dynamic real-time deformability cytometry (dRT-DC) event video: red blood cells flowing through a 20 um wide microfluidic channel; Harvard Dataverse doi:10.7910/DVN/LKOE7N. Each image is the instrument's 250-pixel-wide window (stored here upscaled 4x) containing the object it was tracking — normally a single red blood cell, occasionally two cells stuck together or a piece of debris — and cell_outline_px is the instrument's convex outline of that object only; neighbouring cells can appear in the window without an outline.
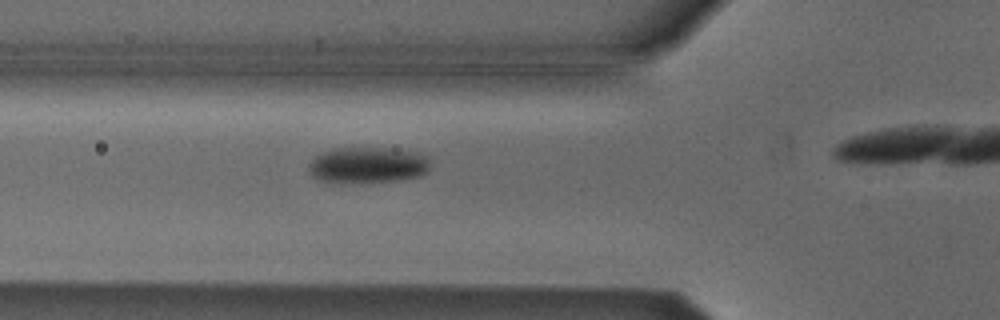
{"species": "Egyptian fruit bat (a non-hibernating species)", "species_latin": "Rousettus aegyptiacus", "temperature_condition": "cold", "stored_images_in_passage": 22, "camera_frame_rate_fps": 3000, "um_per_image_px": 0.085, "animal": {"sex": "male"}, "frame": {"image": 1, "passage_image": 11, "time_ms": 3.333, "image_size_px": [1000, 320], "cell_outline_px": [[428, 172], [420, 176], [396, 180], [340, 184], [320, 180], [312, 176], [308, 172], [308, 164], [316, 156], [332, 148], [388, 148], [416, 152], [428, 156]], "centroid_in_image_um": [31.22, 14.04], "position_along_channel_um": 94.6, "area_um2": 25.78}}
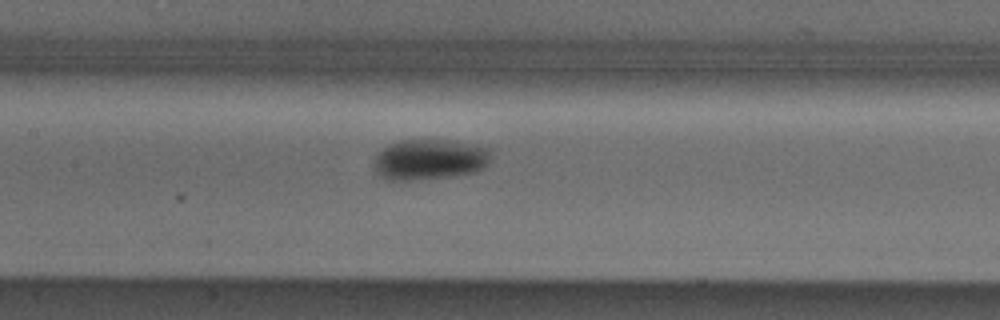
{"frame": {"image": 2, "passage_image": 17, "time_ms": 5.333, "image_size_px": [1000, 320], "cell_outline_px": [[492, 156], [488, 164], [484, 168], [476, 172], [448, 176], [408, 180], [384, 180], [372, 168], [372, 160], [376, 152], [388, 144], [400, 140], [448, 140], [472, 144], [488, 148], [492, 152]], "centroid_in_image_um": [36.46, 13.55], "position_along_channel_um": 170.9, "area_um2": 28.15}}
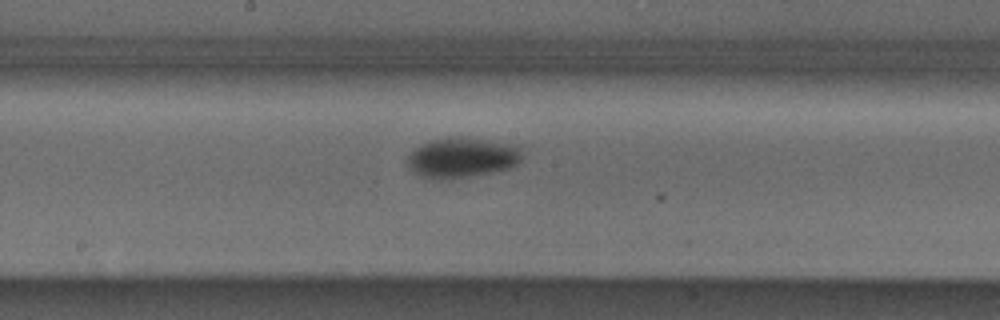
{"frame": {"image": 3, "passage_image": 20, "time_ms": 6.333, "image_size_px": [1000, 320], "cell_outline_px": [[520, 160], [516, 164], [508, 168], [492, 172], [464, 176], [420, 176], [408, 168], [404, 160], [420, 144], [432, 140], [448, 136], [460, 136], [520, 144]], "centroid_in_image_um": [39.28, 13.32], "position_along_channel_um": 208.9, "area_um2": 26.41}}